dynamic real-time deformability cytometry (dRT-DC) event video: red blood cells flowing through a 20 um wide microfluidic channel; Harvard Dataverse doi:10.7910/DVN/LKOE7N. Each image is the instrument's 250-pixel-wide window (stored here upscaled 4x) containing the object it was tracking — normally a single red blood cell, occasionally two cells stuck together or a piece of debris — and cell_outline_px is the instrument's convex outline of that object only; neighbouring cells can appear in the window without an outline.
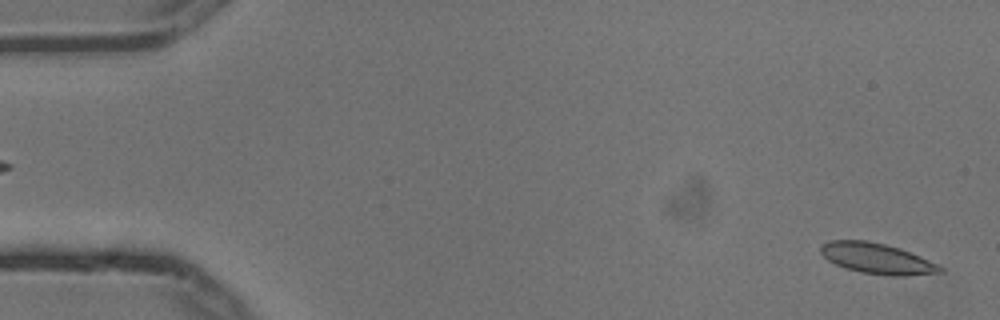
{"species": "common noctule bat (a hibernating species)", "species_latin": "Nyctalus noctula", "temperature_condition": "cold", "stored_images_in_passage": 2, "camera_frame_rate_fps": 3000, "um_per_image_px": 0.085, "animal": {"sex": "male", "body_mass_g": 13.3}, "frame": {"image": 1, "passage_image": 2, "time_ms": 0.333, "image_size_px": [1000, 320], "cell_outline_px": [[944, 272], [904, 276], [888, 276], [860, 272], [844, 268], [828, 260], [820, 252], [820, 244], [828, 240], [868, 240], [900, 248], [920, 256], [944, 268]], "centroid_in_image_um": [74.52, 21.97], "position_along_channel_um": 10.5, "area_um2": 21.44}}